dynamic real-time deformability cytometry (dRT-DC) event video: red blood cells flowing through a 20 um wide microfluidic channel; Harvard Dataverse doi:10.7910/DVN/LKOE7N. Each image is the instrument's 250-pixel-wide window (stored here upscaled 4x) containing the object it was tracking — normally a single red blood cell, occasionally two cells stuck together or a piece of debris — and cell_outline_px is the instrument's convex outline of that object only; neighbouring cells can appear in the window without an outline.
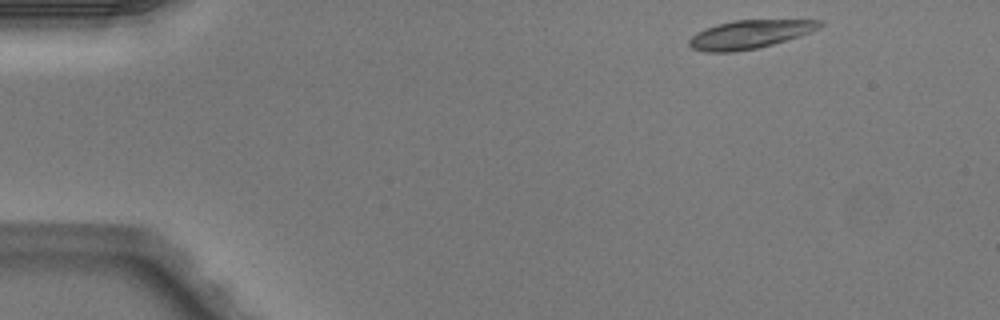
{"species": "Egyptian fruit bat (a non-hibernating species)", "species_latin": "Rousettus aegyptiacus", "temperature_condition": "warm", "stored_images_in_passage": 4, "camera_frame_rate_fps": 3000, "um_per_image_px": 0.085, "animal": {"sex": "male"}, "frame": {"image": 1, "passage_image": 1, "time_ms": 0.0, "image_size_px": [1000, 320], "cell_outline_px": [[824, 24], [820, 28], [812, 32], [800, 36], [772, 44], [756, 48], [732, 52], [704, 52], [692, 48], [688, 44], [688, 40], [696, 32], [704, 28], [716, 24], [736, 20], [824, 20]], "centroid_in_image_um": [63.73, 2.91], "position_along_channel_um": 21.3, "area_um2": 21.73}}
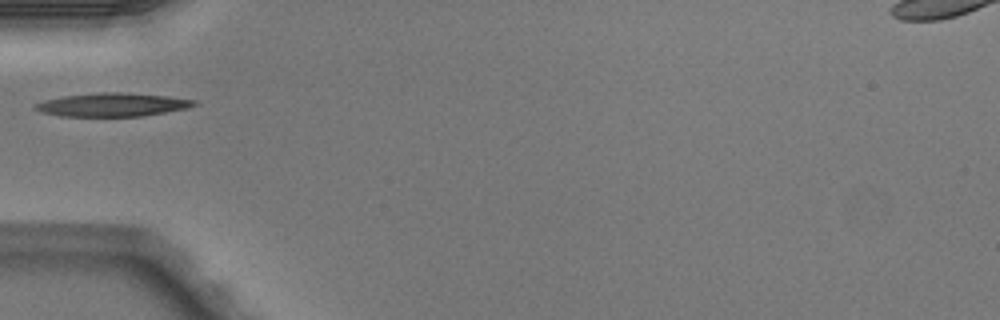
{"frame": {"image": 2, "passage_image": 4, "time_ms": 1.0, "image_size_px": [1000, 320], "cell_outline_px": [[200, 104], [188, 108], [140, 116], [64, 116], [44, 112], [32, 108], [32, 104], [44, 100], [60, 96], [96, 92], [128, 92], [168, 96], [196, 100]], "centroid_in_image_um": [9.56, 8.88], "position_along_channel_um": 75.4, "area_um2": 21.91}}